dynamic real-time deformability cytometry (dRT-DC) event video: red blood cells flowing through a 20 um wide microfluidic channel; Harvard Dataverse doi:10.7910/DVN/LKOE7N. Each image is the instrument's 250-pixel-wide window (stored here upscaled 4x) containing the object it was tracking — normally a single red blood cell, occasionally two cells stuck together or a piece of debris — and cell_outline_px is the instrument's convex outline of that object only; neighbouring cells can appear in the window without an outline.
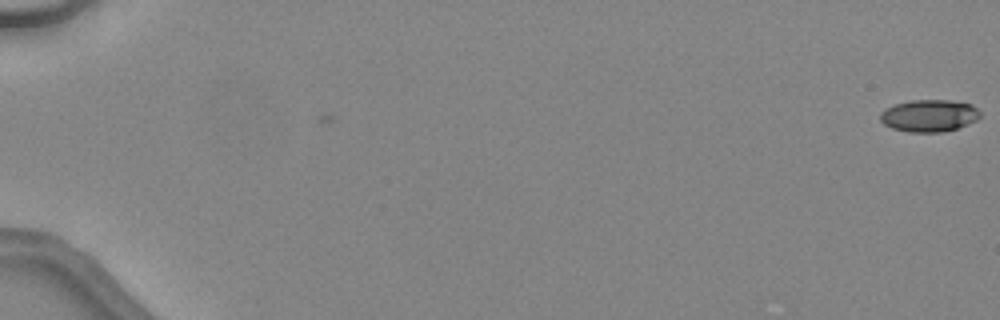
{"species": "common noctule bat (a hibernating species)", "species_latin": "Nyctalus noctula", "temperature_condition": "warm", "stored_images_in_passage": 3, "camera_frame_rate_fps": 3000, "um_per_image_px": 0.085, "animal": {"sex": "female", "body_mass_g": 24.6, "forearm_length_mm": 56.2}, "frame": {"image": 1, "passage_image": 3, "time_ms": 0.667, "image_size_px": [1000, 320], "cell_outline_px": [[980, 116], [976, 120], [968, 124], [944, 132], [908, 132], [892, 128], [884, 124], [880, 120], [880, 112], [896, 104], [912, 100], [948, 100], [972, 104], [980, 112]], "centroid_in_image_um": [78.98, 9.83], "position_along_channel_um": 6.0, "area_um2": 18.61}}